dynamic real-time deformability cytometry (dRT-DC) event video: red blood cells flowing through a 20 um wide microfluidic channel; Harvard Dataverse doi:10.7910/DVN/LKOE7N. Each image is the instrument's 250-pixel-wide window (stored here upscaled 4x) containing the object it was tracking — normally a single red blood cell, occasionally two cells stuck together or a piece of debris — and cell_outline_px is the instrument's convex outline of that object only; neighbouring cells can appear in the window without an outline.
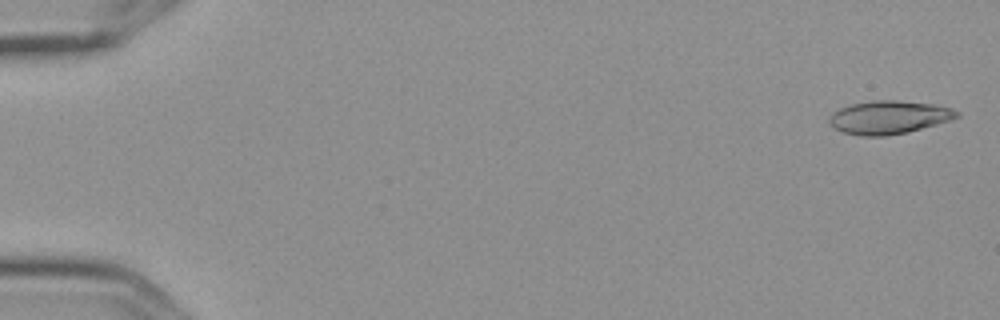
{"species": "Egyptian fruit bat (a non-hibernating species)", "species_latin": "Rousettus aegyptiacus", "temperature_condition": "cold", "stored_images_in_passage": 6, "camera_frame_rate_fps": 3000, "um_per_image_px": 0.085, "frame": {"image": 1, "passage_image": 1, "time_ms": 0.0, "image_size_px": [1000, 320], "cell_outline_px": [[960, 116], [936, 124], [904, 132], [884, 136], [860, 136], [844, 132], [828, 124], [828, 120], [832, 112], [848, 104], [872, 100], [896, 100], [932, 104], [952, 108], [960, 112]], "centroid_in_image_um": [75.51, 9.95], "position_along_channel_um": 9.5, "area_um2": 24.57}}
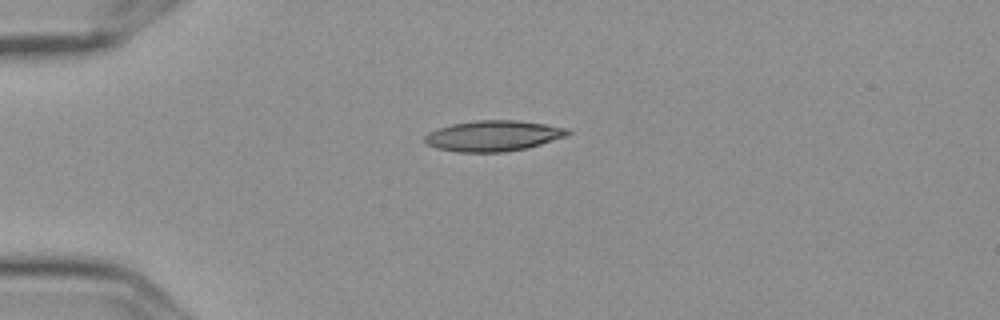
{"frame": {"image": 2, "passage_image": 4, "time_ms": 1.0, "image_size_px": [1000, 320], "cell_outline_px": [[572, 132], [568, 136], [540, 144], [524, 148], [504, 152], [456, 152], [436, 148], [428, 144], [424, 140], [424, 136], [428, 132], [452, 124], [476, 120], [516, 120], [544, 124], [568, 128]], "centroid_in_image_um": [41.93, 11.54], "position_along_channel_um": 43.1, "area_um2": 25.49}}
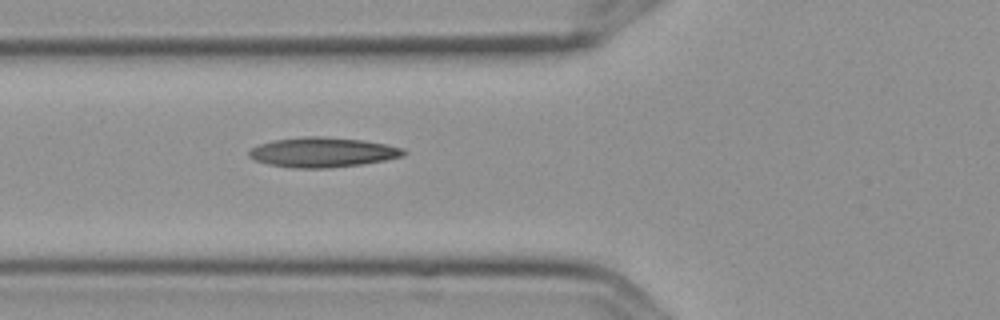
{"frame": {"image": 3, "passage_image": 6, "time_ms": 1.667, "image_size_px": [1000, 320], "cell_outline_px": [[408, 152], [400, 156], [384, 160], [364, 164], [328, 168], [292, 168], [268, 164], [256, 160], [248, 156], [248, 152], [252, 148], [260, 144], [272, 140], [304, 136], [324, 136], [364, 140], [404, 148]], "centroid_in_image_um": [27.41, 12.94], "position_along_channel_um": 98.4, "area_um2": 26.93}}